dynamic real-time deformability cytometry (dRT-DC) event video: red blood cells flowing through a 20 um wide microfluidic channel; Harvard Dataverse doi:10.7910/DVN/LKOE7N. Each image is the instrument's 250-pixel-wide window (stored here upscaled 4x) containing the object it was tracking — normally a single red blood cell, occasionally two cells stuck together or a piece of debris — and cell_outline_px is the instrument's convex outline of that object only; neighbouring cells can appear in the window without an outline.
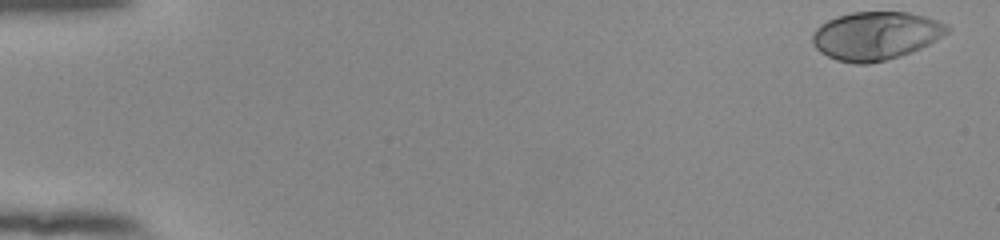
{"species": "human", "species_latin": "Homo sapiens", "temperature_condition": "room temperature", "stored_images_in_passage": 53, "camera_frame_rate_fps": 3000, "um_per_image_px": 0.085, "donor": {"sex": "female"}, "frame": {"image": 1, "passage_image": 1, "time_ms": 0.0, "image_size_px": [1000, 240], "cell_outline_px": [[952, 28], [948, 32], [928, 44], [920, 48], [900, 56], [868, 64], [856, 64], [836, 60], [820, 52], [812, 44], [812, 32], [820, 24], [836, 16], [852, 12], [908, 12], [924, 16], [948, 24]], "centroid_in_image_um": [74.41, 3.03], "position_along_channel_um": 10.6, "area_um2": 37.92}}
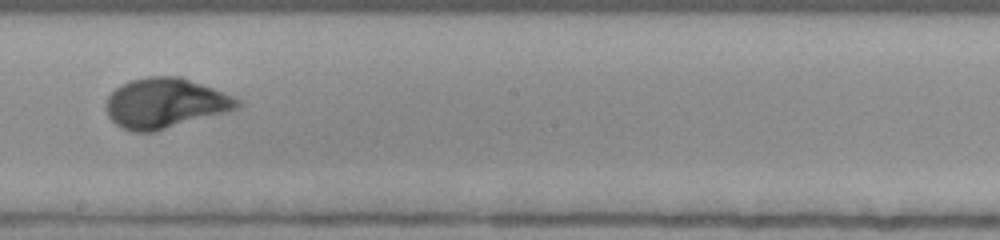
{"frame": {"image": 2, "passage_image": 31, "time_ms": 10.0, "image_size_px": [1000, 240], "cell_outline_px": [[244, 104], [240, 108], [228, 112], [152, 132], [132, 132], [120, 128], [108, 116], [104, 108], [108, 96], [120, 84], [132, 80], [148, 76], [180, 76], [236, 96]], "centroid_in_image_um": [14.06, 8.77], "position_along_channel_um": 234.1, "area_um2": 38.73}}
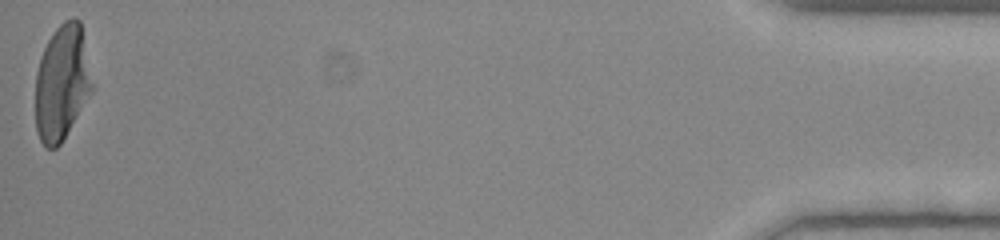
{"frame": {"image": 3, "passage_image": 53, "time_ms": 17.333, "image_size_px": [1000, 240], "cell_outline_px": [[96, 88], [60, 144], [56, 148], [44, 148], [36, 132], [36, 72], [40, 56], [48, 40], [56, 28], [64, 20], [72, 16], [76, 16], [80, 20], [96, 84]], "centroid_in_image_um": [5.32, 7.0], "position_along_channel_um": 429.9, "area_um2": 39.3}, "authors_computed_cell_mechanics": {"area_um2": 37.6278, "velocity_mm_per_s": 3.8676, "shape_relaxation_time_tau1_ms": 3.2046, "shape_relaxation_time_tau2_ms": null, "deformation_change_tau1": 0.2098, "deformation_change_tau2": null}}